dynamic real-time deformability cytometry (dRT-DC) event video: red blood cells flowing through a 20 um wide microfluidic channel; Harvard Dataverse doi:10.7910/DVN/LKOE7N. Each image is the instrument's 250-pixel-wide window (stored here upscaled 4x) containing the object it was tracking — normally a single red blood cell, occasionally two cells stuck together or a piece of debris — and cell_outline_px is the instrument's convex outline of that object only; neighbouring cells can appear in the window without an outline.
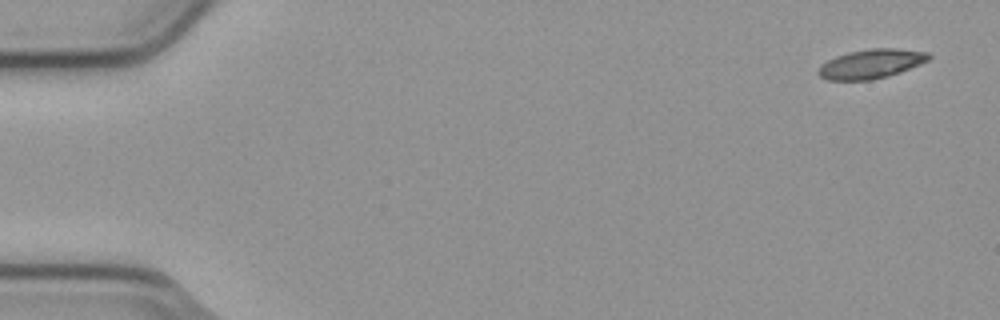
{"species": "common noctule bat (a hibernating species)", "species_latin": "Nyctalus noctula", "temperature_condition": "cold", "stored_images_in_passage": 4, "camera_frame_rate_fps": 3000, "um_per_image_px": 0.085, "animal": {"sex": "male", "body_mass_g": 23.1, "forearm_length_mm": 52.7}, "frame": {"image": 1, "passage_image": 1, "time_ms": 0.0, "image_size_px": [1000, 320], "cell_outline_px": [[932, 56], [928, 60], [920, 64], [900, 72], [888, 76], [872, 80], [828, 80], [820, 76], [816, 72], [820, 64], [836, 56], [848, 52], [868, 48], [896, 48], [928, 52]], "centroid_in_image_um": [74.03, 5.42], "position_along_channel_um": 11.0, "area_um2": 18.96}}
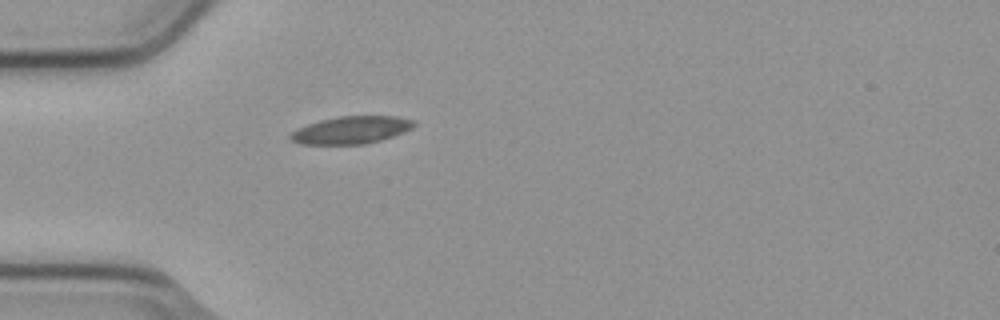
{"frame": {"image": 2, "passage_image": 4, "time_ms": 1.0, "image_size_px": [1000, 320], "cell_outline_px": [[416, 124], [412, 128], [392, 136], [380, 140], [364, 144], [300, 144], [292, 140], [288, 136], [296, 128], [320, 120], [340, 116], [396, 116], [416, 120]], "centroid_in_image_um": [29.85, 11.04], "position_along_channel_um": 55.2, "area_um2": 19.71}}